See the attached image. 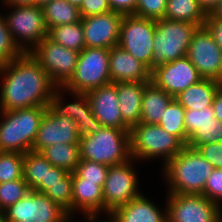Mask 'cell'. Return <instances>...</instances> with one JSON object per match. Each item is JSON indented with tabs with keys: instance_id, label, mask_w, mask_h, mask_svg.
Here are the masks:
<instances>
[{
	"instance_id": "obj_11",
	"label": "cell",
	"mask_w": 222,
	"mask_h": 222,
	"mask_svg": "<svg viewBox=\"0 0 222 222\" xmlns=\"http://www.w3.org/2000/svg\"><path fill=\"white\" fill-rule=\"evenodd\" d=\"M167 222H221L222 206L202 194L167 195Z\"/></svg>"
},
{
	"instance_id": "obj_2",
	"label": "cell",
	"mask_w": 222,
	"mask_h": 222,
	"mask_svg": "<svg viewBox=\"0 0 222 222\" xmlns=\"http://www.w3.org/2000/svg\"><path fill=\"white\" fill-rule=\"evenodd\" d=\"M168 182V193L203 194L205 184L214 166L197 149L185 146L163 166Z\"/></svg>"
},
{
	"instance_id": "obj_5",
	"label": "cell",
	"mask_w": 222,
	"mask_h": 222,
	"mask_svg": "<svg viewBox=\"0 0 222 222\" xmlns=\"http://www.w3.org/2000/svg\"><path fill=\"white\" fill-rule=\"evenodd\" d=\"M130 129L103 127L98 133L80 138L81 159L108 166L131 159Z\"/></svg>"
},
{
	"instance_id": "obj_21",
	"label": "cell",
	"mask_w": 222,
	"mask_h": 222,
	"mask_svg": "<svg viewBox=\"0 0 222 222\" xmlns=\"http://www.w3.org/2000/svg\"><path fill=\"white\" fill-rule=\"evenodd\" d=\"M72 216L78 210L84 217L99 216L104 213L103 190L97 182L86 181L72 172Z\"/></svg>"
},
{
	"instance_id": "obj_47",
	"label": "cell",
	"mask_w": 222,
	"mask_h": 222,
	"mask_svg": "<svg viewBox=\"0 0 222 222\" xmlns=\"http://www.w3.org/2000/svg\"><path fill=\"white\" fill-rule=\"evenodd\" d=\"M7 6H33L34 0H2Z\"/></svg>"
},
{
	"instance_id": "obj_32",
	"label": "cell",
	"mask_w": 222,
	"mask_h": 222,
	"mask_svg": "<svg viewBox=\"0 0 222 222\" xmlns=\"http://www.w3.org/2000/svg\"><path fill=\"white\" fill-rule=\"evenodd\" d=\"M184 118L185 109L175 98H173L165 109L158 125L170 134L177 136L185 145H187Z\"/></svg>"
},
{
	"instance_id": "obj_4",
	"label": "cell",
	"mask_w": 222,
	"mask_h": 222,
	"mask_svg": "<svg viewBox=\"0 0 222 222\" xmlns=\"http://www.w3.org/2000/svg\"><path fill=\"white\" fill-rule=\"evenodd\" d=\"M131 158L162 159L165 165L186 146L177 136L162 129L158 124L139 123L130 128Z\"/></svg>"
},
{
	"instance_id": "obj_38",
	"label": "cell",
	"mask_w": 222,
	"mask_h": 222,
	"mask_svg": "<svg viewBox=\"0 0 222 222\" xmlns=\"http://www.w3.org/2000/svg\"><path fill=\"white\" fill-rule=\"evenodd\" d=\"M214 117V110L212 106L196 111L192 109H185L184 123L187 141L188 138L199 128L213 123Z\"/></svg>"
},
{
	"instance_id": "obj_6",
	"label": "cell",
	"mask_w": 222,
	"mask_h": 222,
	"mask_svg": "<svg viewBox=\"0 0 222 222\" xmlns=\"http://www.w3.org/2000/svg\"><path fill=\"white\" fill-rule=\"evenodd\" d=\"M198 27L197 24L184 21L155 20L151 71L157 66L185 57Z\"/></svg>"
},
{
	"instance_id": "obj_44",
	"label": "cell",
	"mask_w": 222,
	"mask_h": 222,
	"mask_svg": "<svg viewBox=\"0 0 222 222\" xmlns=\"http://www.w3.org/2000/svg\"><path fill=\"white\" fill-rule=\"evenodd\" d=\"M205 26L212 33L215 42L222 50V20L213 18L210 14H208Z\"/></svg>"
},
{
	"instance_id": "obj_49",
	"label": "cell",
	"mask_w": 222,
	"mask_h": 222,
	"mask_svg": "<svg viewBox=\"0 0 222 222\" xmlns=\"http://www.w3.org/2000/svg\"><path fill=\"white\" fill-rule=\"evenodd\" d=\"M110 217V218H109ZM87 220H86V222L88 221V222H115L112 218H111V216H109L108 215V220L106 219H104L103 221L102 220H99L98 221V219L97 218H99V216H90V217H85ZM97 220V221H96Z\"/></svg>"
},
{
	"instance_id": "obj_14",
	"label": "cell",
	"mask_w": 222,
	"mask_h": 222,
	"mask_svg": "<svg viewBox=\"0 0 222 222\" xmlns=\"http://www.w3.org/2000/svg\"><path fill=\"white\" fill-rule=\"evenodd\" d=\"M64 91L70 96L73 95L75 101L64 104L62 96L65 94ZM47 109L56 117L68 116L74 120L80 138L96 134L104 127L93 115L87 93L70 92L63 87H57L47 104Z\"/></svg>"
},
{
	"instance_id": "obj_12",
	"label": "cell",
	"mask_w": 222,
	"mask_h": 222,
	"mask_svg": "<svg viewBox=\"0 0 222 222\" xmlns=\"http://www.w3.org/2000/svg\"><path fill=\"white\" fill-rule=\"evenodd\" d=\"M79 53L59 45L48 36L30 52L57 87H64L72 78Z\"/></svg>"
},
{
	"instance_id": "obj_25",
	"label": "cell",
	"mask_w": 222,
	"mask_h": 222,
	"mask_svg": "<svg viewBox=\"0 0 222 222\" xmlns=\"http://www.w3.org/2000/svg\"><path fill=\"white\" fill-rule=\"evenodd\" d=\"M220 85L221 82L213 79H201L178 94L175 99L184 109L202 110L212 106Z\"/></svg>"
},
{
	"instance_id": "obj_46",
	"label": "cell",
	"mask_w": 222,
	"mask_h": 222,
	"mask_svg": "<svg viewBox=\"0 0 222 222\" xmlns=\"http://www.w3.org/2000/svg\"><path fill=\"white\" fill-rule=\"evenodd\" d=\"M220 0H198L200 6L207 14H210L213 9L218 5Z\"/></svg>"
},
{
	"instance_id": "obj_15",
	"label": "cell",
	"mask_w": 222,
	"mask_h": 222,
	"mask_svg": "<svg viewBox=\"0 0 222 222\" xmlns=\"http://www.w3.org/2000/svg\"><path fill=\"white\" fill-rule=\"evenodd\" d=\"M186 56L203 79L222 82V50L205 25L193 33Z\"/></svg>"
},
{
	"instance_id": "obj_20",
	"label": "cell",
	"mask_w": 222,
	"mask_h": 222,
	"mask_svg": "<svg viewBox=\"0 0 222 222\" xmlns=\"http://www.w3.org/2000/svg\"><path fill=\"white\" fill-rule=\"evenodd\" d=\"M109 72L111 83L151 81V70L119 45L110 49Z\"/></svg>"
},
{
	"instance_id": "obj_48",
	"label": "cell",
	"mask_w": 222,
	"mask_h": 222,
	"mask_svg": "<svg viewBox=\"0 0 222 222\" xmlns=\"http://www.w3.org/2000/svg\"><path fill=\"white\" fill-rule=\"evenodd\" d=\"M213 18H218L222 20V0L219 1L218 5L210 13Z\"/></svg>"
},
{
	"instance_id": "obj_43",
	"label": "cell",
	"mask_w": 222,
	"mask_h": 222,
	"mask_svg": "<svg viewBox=\"0 0 222 222\" xmlns=\"http://www.w3.org/2000/svg\"><path fill=\"white\" fill-rule=\"evenodd\" d=\"M111 11L119 12L123 15L135 13L137 0H108Z\"/></svg>"
},
{
	"instance_id": "obj_17",
	"label": "cell",
	"mask_w": 222,
	"mask_h": 222,
	"mask_svg": "<svg viewBox=\"0 0 222 222\" xmlns=\"http://www.w3.org/2000/svg\"><path fill=\"white\" fill-rule=\"evenodd\" d=\"M123 14L114 11L81 18L86 47L108 48L118 45Z\"/></svg>"
},
{
	"instance_id": "obj_36",
	"label": "cell",
	"mask_w": 222,
	"mask_h": 222,
	"mask_svg": "<svg viewBox=\"0 0 222 222\" xmlns=\"http://www.w3.org/2000/svg\"><path fill=\"white\" fill-rule=\"evenodd\" d=\"M22 53L12 39L5 17L0 13V66L16 59Z\"/></svg>"
},
{
	"instance_id": "obj_42",
	"label": "cell",
	"mask_w": 222,
	"mask_h": 222,
	"mask_svg": "<svg viewBox=\"0 0 222 222\" xmlns=\"http://www.w3.org/2000/svg\"><path fill=\"white\" fill-rule=\"evenodd\" d=\"M81 17L98 15L111 11L108 0H83L80 8Z\"/></svg>"
},
{
	"instance_id": "obj_39",
	"label": "cell",
	"mask_w": 222,
	"mask_h": 222,
	"mask_svg": "<svg viewBox=\"0 0 222 222\" xmlns=\"http://www.w3.org/2000/svg\"><path fill=\"white\" fill-rule=\"evenodd\" d=\"M167 0H137L133 15L151 20L164 18Z\"/></svg>"
},
{
	"instance_id": "obj_13",
	"label": "cell",
	"mask_w": 222,
	"mask_h": 222,
	"mask_svg": "<svg viewBox=\"0 0 222 222\" xmlns=\"http://www.w3.org/2000/svg\"><path fill=\"white\" fill-rule=\"evenodd\" d=\"M155 20L124 15L118 45L151 70Z\"/></svg>"
},
{
	"instance_id": "obj_10",
	"label": "cell",
	"mask_w": 222,
	"mask_h": 222,
	"mask_svg": "<svg viewBox=\"0 0 222 222\" xmlns=\"http://www.w3.org/2000/svg\"><path fill=\"white\" fill-rule=\"evenodd\" d=\"M130 160L108 167V173L103 185L104 213L108 216L116 208L126 205L142 193L138 188L136 169Z\"/></svg>"
},
{
	"instance_id": "obj_24",
	"label": "cell",
	"mask_w": 222,
	"mask_h": 222,
	"mask_svg": "<svg viewBox=\"0 0 222 222\" xmlns=\"http://www.w3.org/2000/svg\"><path fill=\"white\" fill-rule=\"evenodd\" d=\"M148 82L113 83L117 88L120 113L123 122L131 128L141 123V105L144 87Z\"/></svg>"
},
{
	"instance_id": "obj_50",
	"label": "cell",
	"mask_w": 222,
	"mask_h": 222,
	"mask_svg": "<svg viewBox=\"0 0 222 222\" xmlns=\"http://www.w3.org/2000/svg\"><path fill=\"white\" fill-rule=\"evenodd\" d=\"M52 0H34L35 5L43 7L45 4L51 2Z\"/></svg>"
},
{
	"instance_id": "obj_31",
	"label": "cell",
	"mask_w": 222,
	"mask_h": 222,
	"mask_svg": "<svg viewBox=\"0 0 222 222\" xmlns=\"http://www.w3.org/2000/svg\"><path fill=\"white\" fill-rule=\"evenodd\" d=\"M48 37L59 45L77 52L86 47L81 21L52 27L48 30Z\"/></svg>"
},
{
	"instance_id": "obj_52",
	"label": "cell",
	"mask_w": 222,
	"mask_h": 222,
	"mask_svg": "<svg viewBox=\"0 0 222 222\" xmlns=\"http://www.w3.org/2000/svg\"><path fill=\"white\" fill-rule=\"evenodd\" d=\"M0 222H7L6 220H5V218H4V216L2 215V216H0Z\"/></svg>"
},
{
	"instance_id": "obj_51",
	"label": "cell",
	"mask_w": 222,
	"mask_h": 222,
	"mask_svg": "<svg viewBox=\"0 0 222 222\" xmlns=\"http://www.w3.org/2000/svg\"><path fill=\"white\" fill-rule=\"evenodd\" d=\"M70 4H72L73 6H76L78 8H80L83 0H67Z\"/></svg>"
},
{
	"instance_id": "obj_27",
	"label": "cell",
	"mask_w": 222,
	"mask_h": 222,
	"mask_svg": "<svg viewBox=\"0 0 222 222\" xmlns=\"http://www.w3.org/2000/svg\"><path fill=\"white\" fill-rule=\"evenodd\" d=\"M207 17L198 0H167L164 19L190 22L201 27Z\"/></svg>"
},
{
	"instance_id": "obj_26",
	"label": "cell",
	"mask_w": 222,
	"mask_h": 222,
	"mask_svg": "<svg viewBox=\"0 0 222 222\" xmlns=\"http://www.w3.org/2000/svg\"><path fill=\"white\" fill-rule=\"evenodd\" d=\"M171 95L157 87L152 81L144 87L141 105V122L159 124L170 101Z\"/></svg>"
},
{
	"instance_id": "obj_19",
	"label": "cell",
	"mask_w": 222,
	"mask_h": 222,
	"mask_svg": "<svg viewBox=\"0 0 222 222\" xmlns=\"http://www.w3.org/2000/svg\"><path fill=\"white\" fill-rule=\"evenodd\" d=\"M93 115L105 127L130 129L122 120L117 88L113 83L87 93Z\"/></svg>"
},
{
	"instance_id": "obj_1",
	"label": "cell",
	"mask_w": 222,
	"mask_h": 222,
	"mask_svg": "<svg viewBox=\"0 0 222 222\" xmlns=\"http://www.w3.org/2000/svg\"><path fill=\"white\" fill-rule=\"evenodd\" d=\"M0 111L47 106L57 86L30 54L0 66Z\"/></svg>"
},
{
	"instance_id": "obj_41",
	"label": "cell",
	"mask_w": 222,
	"mask_h": 222,
	"mask_svg": "<svg viewBox=\"0 0 222 222\" xmlns=\"http://www.w3.org/2000/svg\"><path fill=\"white\" fill-rule=\"evenodd\" d=\"M193 148L197 149L214 168L222 169V142L195 145Z\"/></svg>"
},
{
	"instance_id": "obj_28",
	"label": "cell",
	"mask_w": 222,
	"mask_h": 222,
	"mask_svg": "<svg viewBox=\"0 0 222 222\" xmlns=\"http://www.w3.org/2000/svg\"><path fill=\"white\" fill-rule=\"evenodd\" d=\"M40 153L54 166L74 172L81 160L80 143H59L44 148Z\"/></svg>"
},
{
	"instance_id": "obj_16",
	"label": "cell",
	"mask_w": 222,
	"mask_h": 222,
	"mask_svg": "<svg viewBox=\"0 0 222 222\" xmlns=\"http://www.w3.org/2000/svg\"><path fill=\"white\" fill-rule=\"evenodd\" d=\"M201 79L187 56L157 66L151 71V81L173 98Z\"/></svg>"
},
{
	"instance_id": "obj_8",
	"label": "cell",
	"mask_w": 222,
	"mask_h": 222,
	"mask_svg": "<svg viewBox=\"0 0 222 222\" xmlns=\"http://www.w3.org/2000/svg\"><path fill=\"white\" fill-rule=\"evenodd\" d=\"M9 7L13 12L4 17L12 39L23 53L31 52L48 36L43 8L37 5Z\"/></svg>"
},
{
	"instance_id": "obj_23",
	"label": "cell",
	"mask_w": 222,
	"mask_h": 222,
	"mask_svg": "<svg viewBox=\"0 0 222 222\" xmlns=\"http://www.w3.org/2000/svg\"><path fill=\"white\" fill-rule=\"evenodd\" d=\"M140 195L116 208L109 216L115 222H167V207L162 212L152 200Z\"/></svg>"
},
{
	"instance_id": "obj_22",
	"label": "cell",
	"mask_w": 222,
	"mask_h": 222,
	"mask_svg": "<svg viewBox=\"0 0 222 222\" xmlns=\"http://www.w3.org/2000/svg\"><path fill=\"white\" fill-rule=\"evenodd\" d=\"M34 191L45 194L72 215V173L51 165L48 168L47 184H40Z\"/></svg>"
},
{
	"instance_id": "obj_35",
	"label": "cell",
	"mask_w": 222,
	"mask_h": 222,
	"mask_svg": "<svg viewBox=\"0 0 222 222\" xmlns=\"http://www.w3.org/2000/svg\"><path fill=\"white\" fill-rule=\"evenodd\" d=\"M216 142H222V122L214 117L213 123L199 128L188 138L187 146L194 147Z\"/></svg>"
},
{
	"instance_id": "obj_29",
	"label": "cell",
	"mask_w": 222,
	"mask_h": 222,
	"mask_svg": "<svg viewBox=\"0 0 222 222\" xmlns=\"http://www.w3.org/2000/svg\"><path fill=\"white\" fill-rule=\"evenodd\" d=\"M42 8L48 30L58 25L80 22L82 18L79 8L67 0H52Z\"/></svg>"
},
{
	"instance_id": "obj_45",
	"label": "cell",
	"mask_w": 222,
	"mask_h": 222,
	"mask_svg": "<svg viewBox=\"0 0 222 222\" xmlns=\"http://www.w3.org/2000/svg\"><path fill=\"white\" fill-rule=\"evenodd\" d=\"M214 116L222 122V85L219 86L212 103Z\"/></svg>"
},
{
	"instance_id": "obj_37",
	"label": "cell",
	"mask_w": 222,
	"mask_h": 222,
	"mask_svg": "<svg viewBox=\"0 0 222 222\" xmlns=\"http://www.w3.org/2000/svg\"><path fill=\"white\" fill-rule=\"evenodd\" d=\"M108 167V165L103 163L81 159L74 173L79 178L86 179V181L97 182V184L103 188Z\"/></svg>"
},
{
	"instance_id": "obj_30",
	"label": "cell",
	"mask_w": 222,
	"mask_h": 222,
	"mask_svg": "<svg viewBox=\"0 0 222 222\" xmlns=\"http://www.w3.org/2000/svg\"><path fill=\"white\" fill-rule=\"evenodd\" d=\"M52 164L40 152L29 151L24 154L23 178L30 190L40 184H47L48 168Z\"/></svg>"
},
{
	"instance_id": "obj_3",
	"label": "cell",
	"mask_w": 222,
	"mask_h": 222,
	"mask_svg": "<svg viewBox=\"0 0 222 222\" xmlns=\"http://www.w3.org/2000/svg\"><path fill=\"white\" fill-rule=\"evenodd\" d=\"M47 106L0 111V151L27 153L33 144Z\"/></svg>"
},
{
	"instance_id": "obj_7",
	"label": "cell",
	"mask_w": 222,
	"mask_h": 222,
	"mask_svg": "<svg viewBox=\"0 0 222 222\" xmlns=\"http://www.w3.org/2000/svg\"><path fill=\"white\" fill-rule=\"evenodd\" d=\"M108 48L85 47L80 53L75 72L63 87L70 92L88 93L111 83Z\"/></svg>"
},
{
	"instance_id": "obj_53",
	"label": "cell",
	"mask_w": 222,
	"mask_h": 222,
	"mask_svg": "<svg viewBox=\"0 0 222 222\" xmlns=\"http://www.w3.org/2000/svg\"><path fill=\"white\" fill-rule=\"evenodd\" d=\"M3 215V211L0 209V216H2Z\"/></svg>"
},
{
	"instance_id": "obj_34",
	"label": "cell",
	"mask_w": 222,
	"mask_h": 222,
	"mask_svg": "<svg viewBox=\"0 0 222 222\" xmlns=\"http://www.w3.org/2000/svg\"><path fill=\"white\" fill-rule=\"evenodd\" d=\"M30 191L24 178L0 183V209L4 211Z\"/></svg>"
},
{
	"instance_id": "obj_33",
	"label": "cell",
	"mask_w": 222,
	"mask_h": 222,
	"mask_svg": "<svg viewBox=\"0 0 222 222\" xmlns=\"http://www.w3.org/2000/svg\"><path fill=\"white\" fill-rule=\"evenodd\" d=\"M24 154L0 151V183L23 178Z\"/></svg>"
},
{
	"instance_id": "obj_40",
	"label": "cell",
	"mask_w": 222,
	"mask_h": 222,
	"mask_svg": "<svg viewBox=\"0 0 222 222\" xmlns=\"http://www.w3.org/2000/svg\"><path fill=\"white\" fill-rule=\"evenodd\" d=\"M210 201L217 203L219 206L222 203V169L214 168L209 178L206 181L203 194Z\"/></svg>"
},
{
	"instance_id": "obj_9",
	"label": "cell",
	"mask_w": 222,
	"mask_h": 222,
	"mask_svg": "<svg viewBox=\"0 0 222 222\" xmlns=\"http://www.w3.org/2000/svg\"><path fill=\"white\" fill-rule=\"evenodd\" d=\"M7 222H70L72 218L45 194L30 190L21 200L3 211Z\"/></svg>"
},
{
	"instance_id": "obj_18",
	"label": "cell",
	"mask_w": 222,
	"mask_h": 222,
	"mask_svg": "<svg viewBox=\"0 0 222 222\" xmlns=\"http://www.w3.org/2000/svg\"><path fill=\"white\" fill-rule=\"evenodd\" d=\"M59 143H80L77 125L68 116L56 117L47 109L37 131L33 151L41 152Z\"/></svg>"
}]
</instances>
